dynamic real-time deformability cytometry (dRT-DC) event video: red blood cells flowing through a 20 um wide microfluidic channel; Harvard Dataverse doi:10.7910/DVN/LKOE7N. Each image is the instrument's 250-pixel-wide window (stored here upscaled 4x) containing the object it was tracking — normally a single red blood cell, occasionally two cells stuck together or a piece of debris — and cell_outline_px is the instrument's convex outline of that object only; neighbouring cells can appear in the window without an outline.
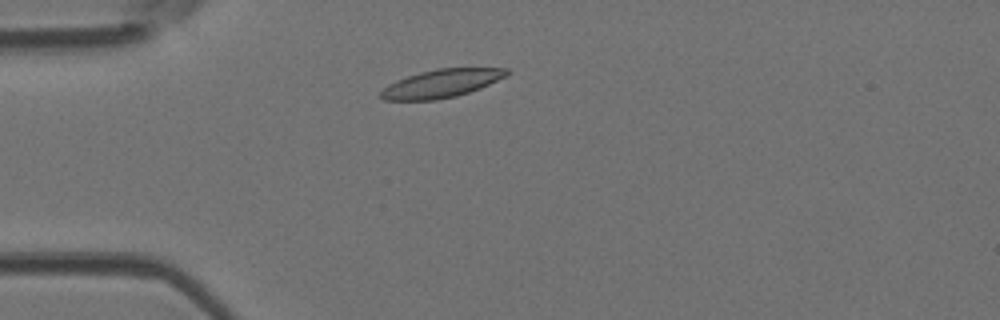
{"species": "Egyptian fruit bat (a non-hibernating species)", "species_latin": "Rousettus aegyptiacus", "temperature_condition": "room temperature", "stored_images_in_passage": 3, "camera_frame_rate_fps": 3000, "um_per_image_px": 0.085, "animal": {"sex": "female"}, "frame": {"image": 1, "passage_image": 2, "time_ms": 0.333, "image_size_px": [1000, 320], "cell_outline_px": [[508, 76], [480, 88], [456, 96], [436, 100], [384, 100], [380, 96], [380, 92], [388, 84], [396, 80], [420, 72], [440, 68], [508, 68]], "centroid_in_image_um": [37.52, 7.09], "position_along_channel_um": 47.5, "area_um2": 20.58}}